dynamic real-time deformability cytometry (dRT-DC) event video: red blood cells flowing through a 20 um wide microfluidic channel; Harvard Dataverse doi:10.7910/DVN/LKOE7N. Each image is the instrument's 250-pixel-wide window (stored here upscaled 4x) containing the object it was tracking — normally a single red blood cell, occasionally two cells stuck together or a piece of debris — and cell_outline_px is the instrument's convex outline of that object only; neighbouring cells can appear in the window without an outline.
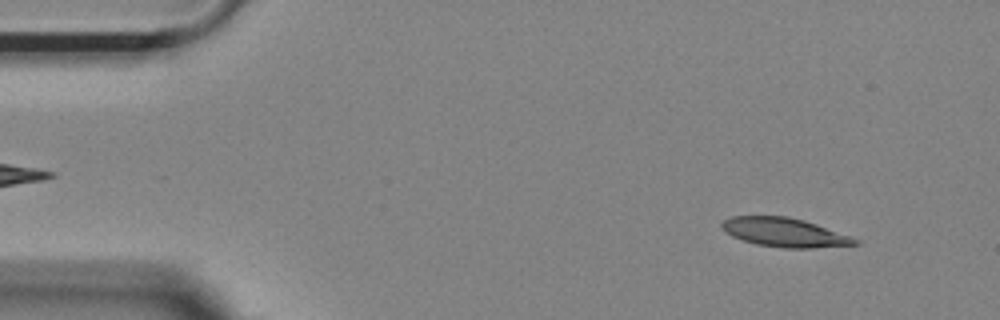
{"species": "Egyptian fruit bat (a non-hibernating species)", "species_latin": "Rousettus aegyptiacus", "temperature_condition": "room temperature", "stored_images_in_passage": 20, "camera_frame_rate_fps": 3000, "um_per_image_px": 0.085, "animal": {"sex": "female"}, "frame": {"image": 1, "passage_image": 1, "time_ms": 0.0, "image_size_px": [1000, 320], "cell_outline_px": [[860, 244], [812, 248], [784, 248], [756, 244], [732, 236], [720, 224], [724, 220], [732, 216], [788, 216], [804, 220], [852, 236], [860, 240]], "centroid_in_image_um": [66.74, 19.75], "position_along_channel_um": 18.3, "area_um2": 22.37}}
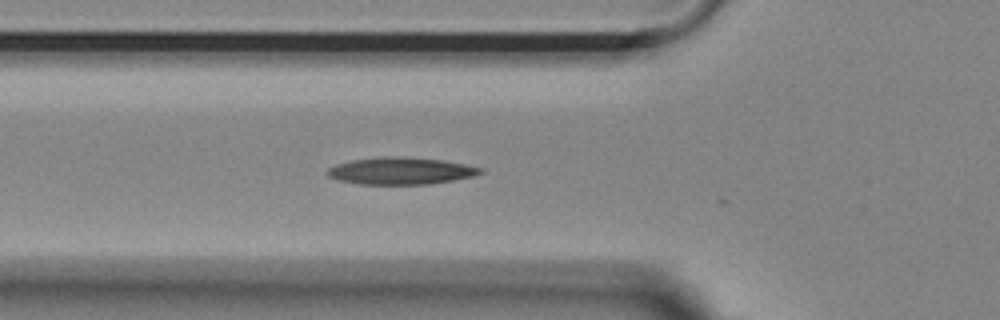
{"frame": {"image": 2, "passage_image": 14, "time_ms": 4.333, "image_size_px": [1000, 320], "cell_outline_px": [[484, 172], [472, 176], [452, 180], [428, 184], [356, 184], [336, 180], [328, 176], [324, 172], [328, 168], [336, 164], [352, 160], [444, 160], [484, 168]], "centroid_in_image_um": [34.04, 14.59], "position_along_channel_um": 91.8, "area_um2": 22.72}}
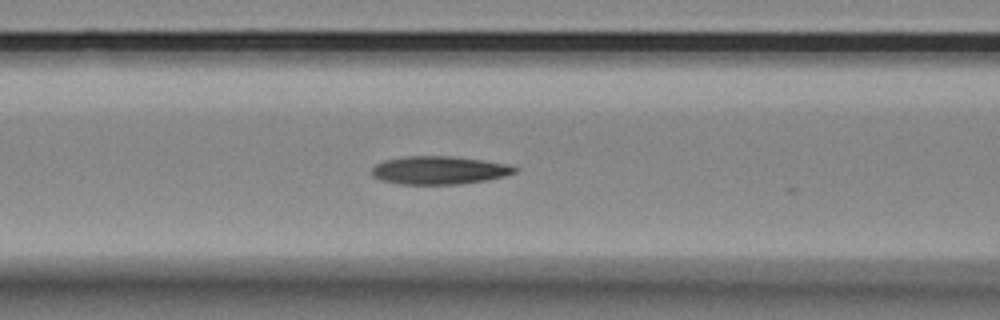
{"frame": {"image": 3, "passage_image": 17, "time_ms": 5.333, "image_size_px": [1000, 320], "cell_outline_px": [[520, 168], [516, 172], [504, 176], [488, 180], [460, 184], [400, 184], [384, 180], [372, 176], [372, 168], [376, 164], [384, 160], [404, 156], [452, 156], [484, 160], [512, 164]], "centroid_in_image_um": [37.4, 14.46], "position_along_channel_um": 129.2, "area_um2": 23.64}}